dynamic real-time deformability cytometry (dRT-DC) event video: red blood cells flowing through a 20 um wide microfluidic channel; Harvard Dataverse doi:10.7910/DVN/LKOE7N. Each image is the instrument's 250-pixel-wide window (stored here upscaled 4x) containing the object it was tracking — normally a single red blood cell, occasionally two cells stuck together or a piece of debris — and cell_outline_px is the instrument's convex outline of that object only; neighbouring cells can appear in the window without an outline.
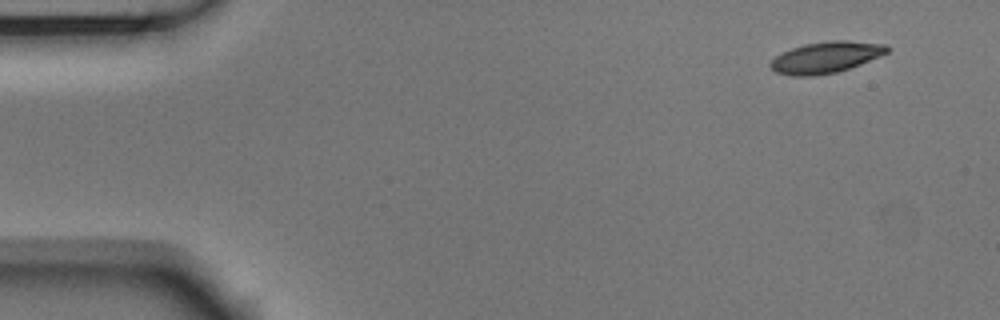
{"species": "Egyptian fruit bat (a non-hibernating species)", "species_latin": "Rousettus aegyptiacus", "temperature_condition": "room temperature", "stored_images_in_passage": 50, "camera_frame_rate_fps": 3000, "um_per_image_px": 0.085, "animal": {"sex": "male"}, "frame": {"image": 1, "passage_image": 1, "time_ms": 0.0, "image_size_px": [1000, 320], "cell_outline_px": [[888, 52], [880, 56], [860, 64], [836, 72], [812, 76], [792, 76], [776, 72], [768, 64], [776, 56], [792, 48], [804, 44], [828, 40], [848, 40], [888, 44]], "centroid_in_image_um": [70.21, 4.86], "position_along_channel_um": 14.8, "area_um2": 21.21}}
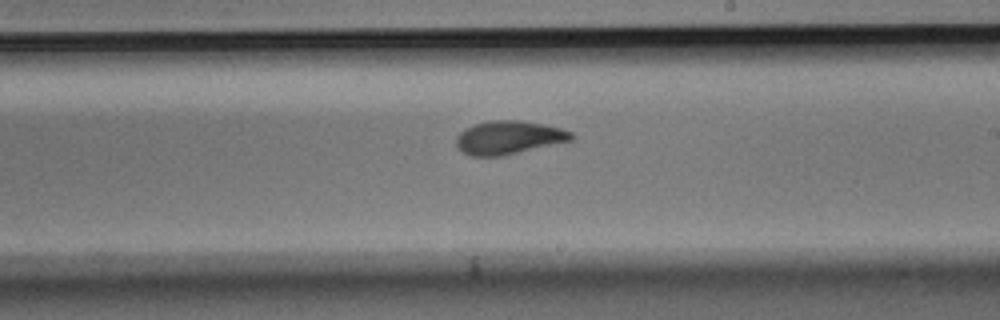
{"frame": {"image": 2, "passage_image": 28, "time_ms": 9.0, "image_size_px": [1000, 320], "cell_outline_px": [[576, 136], [572, 140], [500, 156], [472, 156], [464, 152], [456, 144], [456, 136], [464, 128], [476, 124], [492, 120], [520, 120], [544, 124], [560, 128], [572, 132]], "centroid_in_image_um": [43.25, 11.68], "position_along_channel_um": 245.8, "area_um2": 22.2}}
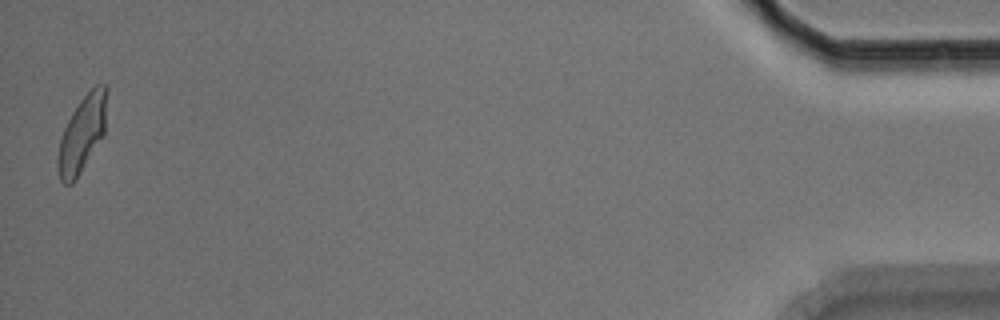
{"frame": {"image": 3, "passage_image": 50, "time_ms": 16.333, "image_size_px": [1000, 320], "cell_outline_px": [[108, 88], [104, 136], [76, 180], [72, 184], [64, 184], [60, 180], [56, 164], [56, 160], [60, 140], [64, 128], [72, 112], [80, 100], [96, 84], [104, 84]], "centroid_in_image_um": [6.99, 11.4], "position_along_channel_um": 428.2, "area_um2": 22.08}, "authors_computed_cell_mechanics": {"area_um2": 21.8773, "velocity_mm_per_s": 3.7415, "shape_relaxation_time_tau1_ms": 4.7897, "shape_relaxation_time_tau2_ms": 1.55, "deformation_change_tau1": 0.1623, "deformation_change_tau2": 0.0685}}